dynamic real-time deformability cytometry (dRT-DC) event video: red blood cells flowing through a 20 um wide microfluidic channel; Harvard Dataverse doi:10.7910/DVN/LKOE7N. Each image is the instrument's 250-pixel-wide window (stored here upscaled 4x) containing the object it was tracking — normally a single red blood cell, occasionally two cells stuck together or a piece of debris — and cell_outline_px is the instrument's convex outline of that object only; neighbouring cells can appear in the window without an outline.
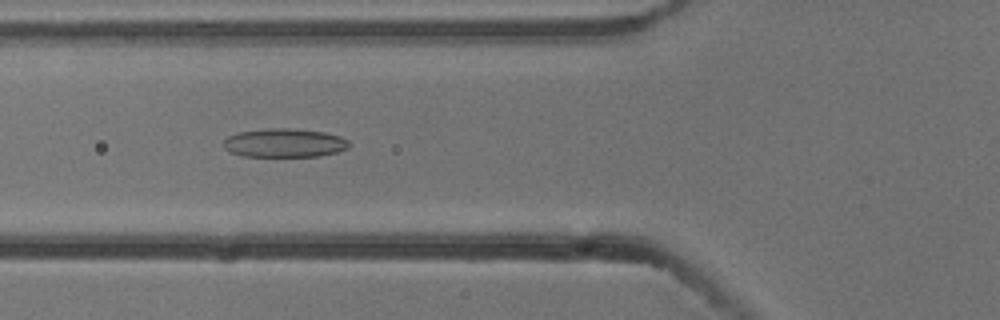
{"species": "common noctule bat (a hibernating species)", "species_latin": "Nyctalus noctula", "temperature_condition": "cold", "stored_images_in_passage": 9, "camera_frame_rate_fps": 3000, "um_per_image_px": 0.085, "animal": {"sex": "male", "body_mass_g": 13.3}, "frame": {"image": 1, "passage_image": 4, "time_ms": 1.0, "image_size_px": [1000, 320], "cell_outline_px": [[348, 148], [336, 152], [320, 156], [244, 156], [232, 152], [224, 148], [224, 140], [228, 136], [236, 132], [268, 128], [288, 128], [324, 132], [340, 136], [348, 140]], "centroid_in_image_um": [24.16, 12.14], "position_along_channel_um": 101.6, "area_um2": 20.92}}
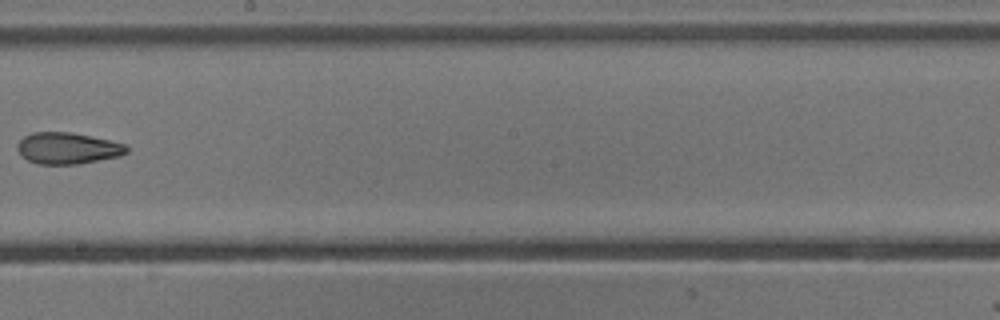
{"frame": {"image": 2, "passage_image": 7, "time_ms": 2.0, "image_size_px": [1000, 320], "cell_outline_px": [[128, 152], [120, 156], [80, 164], [36, 164], [20, 156], [16, 148], [16, 144], [24, 136], [32, 132], [68, 132], [108, 140], [124, 144], [128, 148]], "centroid_in_image_um": [5.7, 12.61], "position_along_channel_um": 242.5, "area_um2": 20.06}}
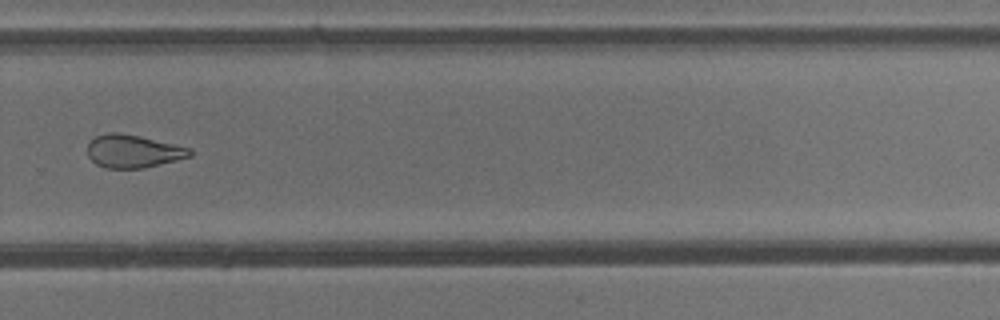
{"frame": {"image": 3, "passage_image": 9, "time_ms": 2.667, "image_size_px": [1000, 320], "cell_outline_px": [[192, 156], [144, 168], [108, 168], [96, 164], [88, 156], [88, 144], [96, 136], [108, 132], [120, 132], [140, 136], [192, 148]], "centroid_in_image_um": [11.33, 12.85], "position_along_channel_um": 318.5, "area_um2": 19.65}}